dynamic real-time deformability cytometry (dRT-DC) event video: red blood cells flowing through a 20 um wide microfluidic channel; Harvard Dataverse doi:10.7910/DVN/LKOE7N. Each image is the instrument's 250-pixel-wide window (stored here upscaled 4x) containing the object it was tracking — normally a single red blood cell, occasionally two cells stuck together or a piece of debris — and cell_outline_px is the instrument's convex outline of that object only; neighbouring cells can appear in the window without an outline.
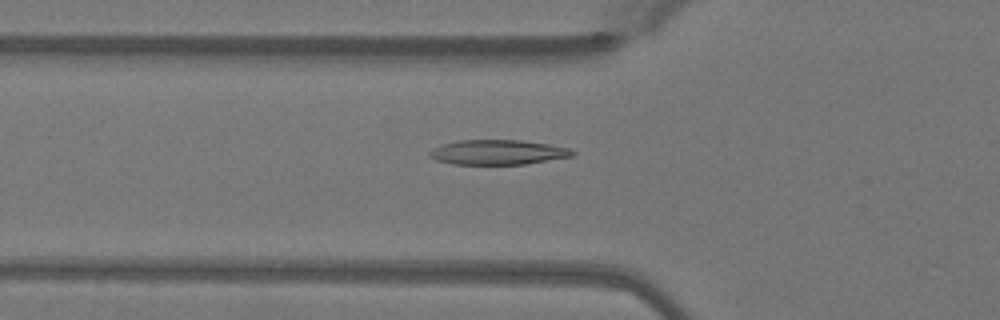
{"species": "Egyptian fruit bat (a non-hibernating species)", "species_latin": "Rousettus aegyptiacus", "temperature_condition": "warm", "stored_images_in_passage": 10, "camera_frame_rate_fps": 3000, "um_per_image_px": 0.085, "animal": {"sex": "female"}, "frame": {"image": 1, "passage_image": 2, "time_ms": 0.333, "image_size_px": [1000, 320], "cell_outline_px": [[576, 152], [572, 156], [524, 164], [452, 164], [436, 160], [428, 156], [428, 152], [432, 148], [444, 144], [460, 140], [520, 140], [548, 144], [572, 148]], "centroid_in_image_um": [42.31, 12.94], "position_along_channel_um": 83.5, "area_um2": 20.63}}
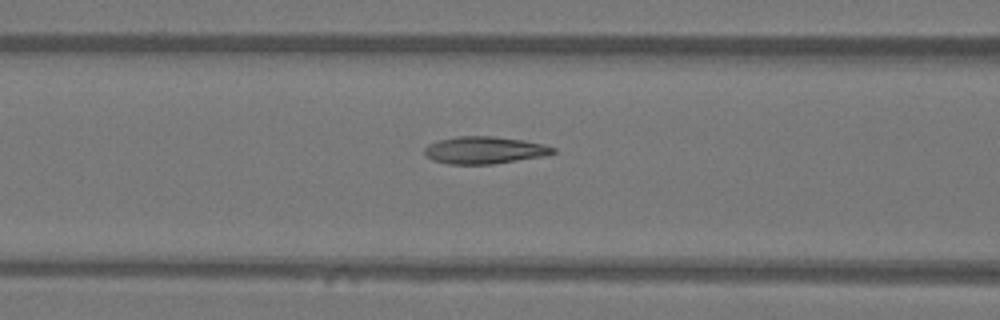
{"frame": {"image": 2, "passage_image": 5, "time_ms": 1.333, "image_size_px": [1000, 320], "cell_outline_px": [[556, 152], [544, 156], [492, 164], [448, 164], [432, 160], [424, 156], [424, 148], [428, 144], [440, 140], [456, 136], [492, 136], [524, 140], [544, 144], [556, 148]], "centroid_in_image_um": [41.16, 12.76], "position_along_channel_um": 125.4, "area_um2": 20.52}}
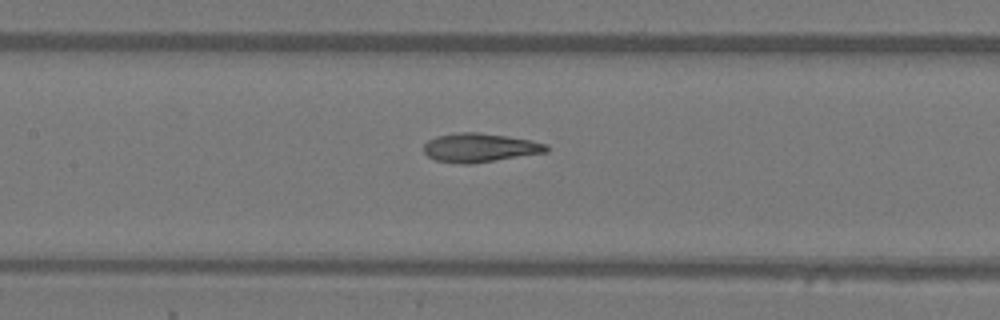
{"frame": {"image": 3, "passage_image": 8, "time_ms": 2.333, "image_size_px": [1000, 320], "cell_outline_px": [[548, 152], [468, 164], [460, 164], [436, 160], [428, 156], [424, 152], [424, 144], [428, 140], [436, 136], [460, 132], [476, 132], [504, 136], [528, 140], [548, 144]], "centroid_in_image_um": [40.75, 12.55], "position_along_channel_um": 166.6, "area_um2": 20.35}}